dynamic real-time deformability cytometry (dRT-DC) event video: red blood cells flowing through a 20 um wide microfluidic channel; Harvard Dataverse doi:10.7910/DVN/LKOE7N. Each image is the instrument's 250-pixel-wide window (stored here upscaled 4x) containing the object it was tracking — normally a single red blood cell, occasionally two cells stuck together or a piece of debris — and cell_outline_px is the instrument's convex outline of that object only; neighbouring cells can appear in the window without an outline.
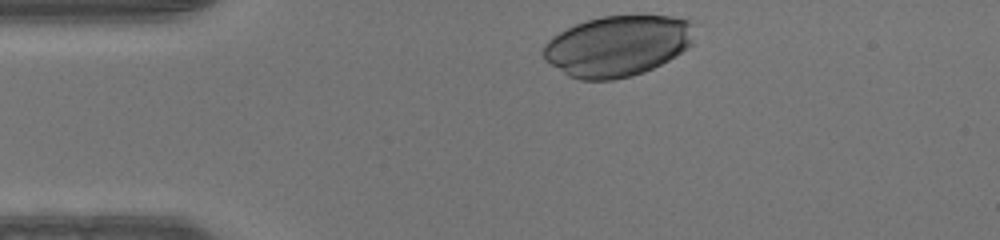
{"species": "human", "species_latin": "Homo sapiens", "temperature_condition": "warm", "stored_images_in_passage": 29, "camera_frame_rate_fps": 3000, "um_per_image_px": 0.085, "donor": {"sex": "male"}, "frame": {"image": 1, "passage_image": 1, "time_ms": 0.0, "image_size_px": [1000, 240], "cell_outline_px": [[692, 44], [688, 48], [676, 56], [644, 72], [632, 76], [612, 80], [580, 80], [568, 76], [544, 60], [540, 52], [544, 44], [552, 36], [576, 24], [600, 16], [672, 16], [692, 20]], "centroid_in_image_um": [52.46, 3.91], "position_along_channel_um": 32.5, "area_um2": 53.7}}
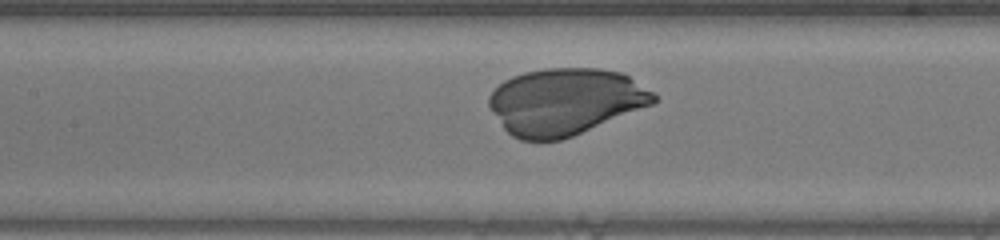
{"frame": {"image": 2, "passage_image": 13, "time_ms": 4.0, "image_size_px": [1000, 240], "cell_outline_px": [[660, 100], [652, 104], [572, 136], [560, 140], [520, 140], [512, 136], [504, 128], [492, 112], [488, 104], [488, 96], [504, 80], [512, 76], [524, 72], [544, 68], [600, 68], [620, 72], [628, 76], [656, 92]], "centroid_in_image_um": [48.05, 8.62], "position_along_channel_um": 159.3, "area_um2": 63.93}}
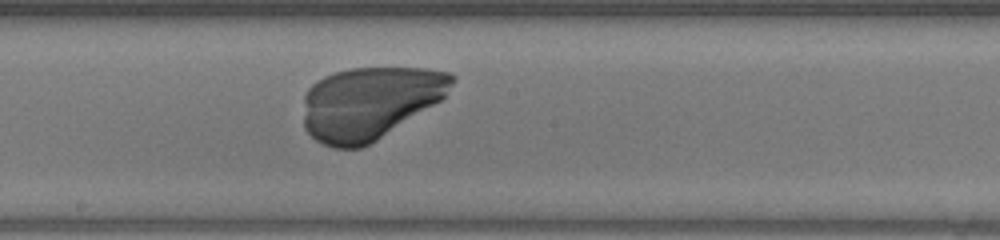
{"frame": {"image": 3, "passage_image": 17, "time_ms": 5.333, "image_size_px": [1000, 240], "cell_outline_px": [[456, 76], [452, 84], [444, 96], [440, 100], [376, 140], [360, 148], [332, 148], [316, 140], [304, 128], [304, 96], [308, 88], [316, 80], [324, 76], [336, 72], [352, 68], [424, 68], [448, 72]], "centroid_in_image_um": [31.39, 8.74], "position_along_channel_um": 216.8, "area_um2": 62.37}}